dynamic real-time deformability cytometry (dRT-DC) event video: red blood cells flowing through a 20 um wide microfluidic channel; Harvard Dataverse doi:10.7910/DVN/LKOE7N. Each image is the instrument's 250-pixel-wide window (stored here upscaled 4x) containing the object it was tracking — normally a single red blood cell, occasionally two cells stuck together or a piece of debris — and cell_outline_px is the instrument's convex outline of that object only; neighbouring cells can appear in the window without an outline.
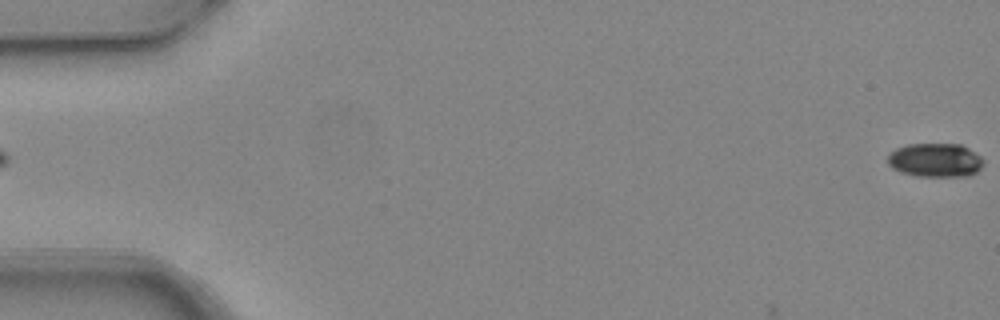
{"species": "common noctule bat (a hibernating species)", "species_latin": "Nyctalus noctula", "temperature_condition": "warm", "stored_images_in_passage": 3, "segment_of_instrument_passage": [2, 2], "camera_frame_rate_fps": 3000, "um_per_image_px": 0.085, "animal": {"sex": "female", "body_mass_g": 24.6, "forearm_length_mm": 56.2}, "frame": {"image": 1, "passage_image": 3, "time_ms": 0.667, "image_size_px": [1000, 320], "cell_outline_px": [[984, 164], [976, 172], [968, 176], [916, 176], [900, 172], [892, 168], [888, 164], [888, 156], [896, 148], [908, 144], [960, 144], [968, 148], [980, 156], [984, 160]], "centroid_in_image_um": [79.5, 13.61], "position_along_channel_um": 5.5, "area_um2": 18.9}}